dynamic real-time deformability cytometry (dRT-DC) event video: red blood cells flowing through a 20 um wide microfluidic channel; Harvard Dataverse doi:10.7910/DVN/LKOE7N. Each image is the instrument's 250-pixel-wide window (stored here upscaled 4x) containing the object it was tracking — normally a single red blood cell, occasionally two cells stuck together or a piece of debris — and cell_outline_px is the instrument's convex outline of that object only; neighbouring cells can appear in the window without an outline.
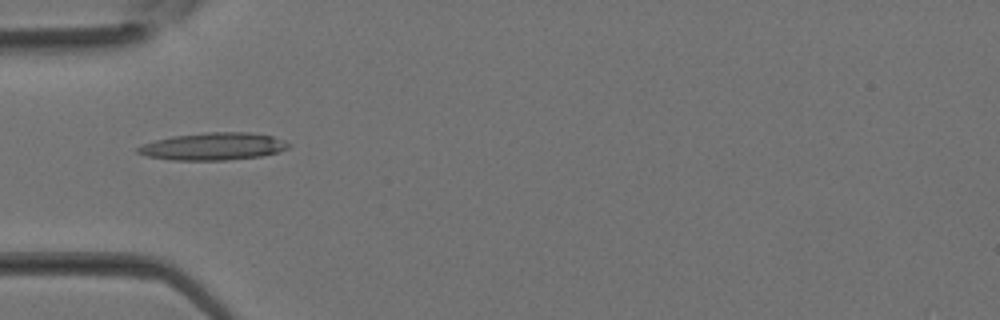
{"species": "Egyptian fruit bat (a non-hibernating species)", "species_latin": "Rousettus aegyptiacus", "temperature_condition": "room temperature", "stored_images_in_passage": 24, "camera_frame_rate_fps": 3000, "um_per_image_px": 0.085, "animal": {"sex": "female"}, "frame": {"image": 1, "passage_image": 1, "time_ms": 0.0, "image_size_px": [1000, 320], "cell_outline_px": [[292, 144], [288, 148], [280, 152], [260, 156], [224, 160], [168, 160], [148, 156], [136, 152], [136, 148], [144, 144], [156, 140], [172, 136], [208, 132], [248, 132], [272, 136], [284, 140]], "centroid_in_image_um": [18.15, 12.44], "position_along_channel_um": 66.8, "area_um2": 24.04}}
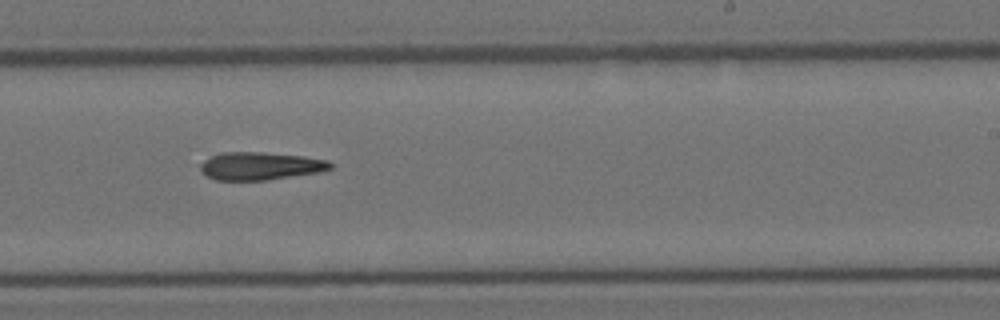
{"frame": {"image": 2, "passage_image": 11, "time_ms": 3.333, "image_size_px": [1000, 320], "cell_outline_px": [[332, 168], [320, 172], [268, 180], [216, 180], [200, 172], [200, 164], [204, 160], [220, 152], [260, 152], [304, 156], [328, 160], [332, 164]], "centroid_in_image_um": [22.12, 14.11], "position_along_channel_um": 266.9, "area_um2": 21.15}}
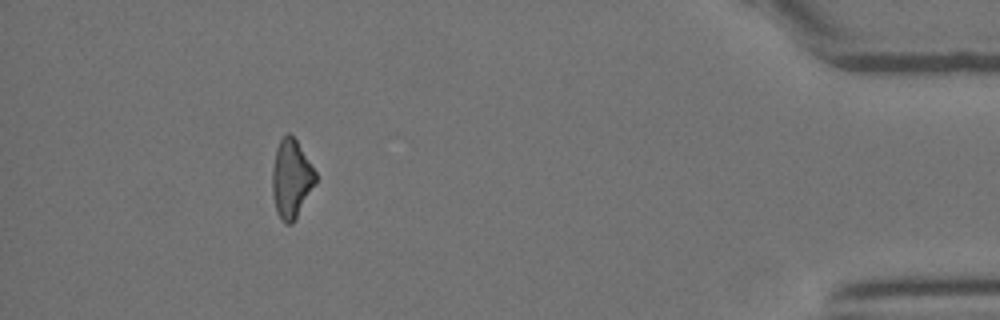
{"frame": {"image": 3, "passage_image": 21, "time_ms": 6.667, "image_size_px": [1000, 320], "cell_outline_px": [[316, 180], [292, 224], [284, 224], [280, 220], [276, 212], [272, 192], [272, 168], [276, 148], [280, 140], [288, 132], [296, 140], [316, 172]], "centroid_in_image_um": [24.72, 15.2], "position_along_channel_um": 410.5, "area_um2": 19.48}}